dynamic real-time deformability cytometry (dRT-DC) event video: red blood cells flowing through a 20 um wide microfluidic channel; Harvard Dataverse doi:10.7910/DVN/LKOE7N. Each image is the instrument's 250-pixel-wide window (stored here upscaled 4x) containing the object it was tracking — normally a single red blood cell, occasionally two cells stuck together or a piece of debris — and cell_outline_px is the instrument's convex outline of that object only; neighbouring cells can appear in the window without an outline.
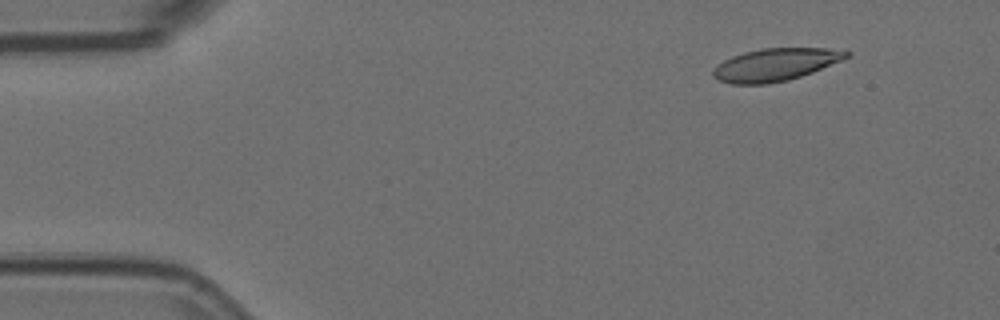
{"species": "Egyptian fruit bat (a non-hibernating species)", "species_latin": "Rousettus aegyptiacus", "temperature_condition": "room temperature", "stored_images_in_passage": 5, "camera_frame_rate_fps": 3000, "um_per_image_px": 0.085, "animal": {"sex": "female"}, "frame": {"image": 1, "passage_image": 2, "time_ms": 0.333, "image_size_px": [1000, 320], "cell_outline_px": [[852, 52], [848, 56], [840, 60], [812, 72], [788, 80], [768, 84], [732, 84], [720, 80], [712, 76], [712, 72], [724, 60], [732, 56], [744, 52], [760, 48], [828, 48]], "centroid_in_image_um": [65.89, 5.49], "position_along_channel_um": 19.1, "area_um2": 24.97}}
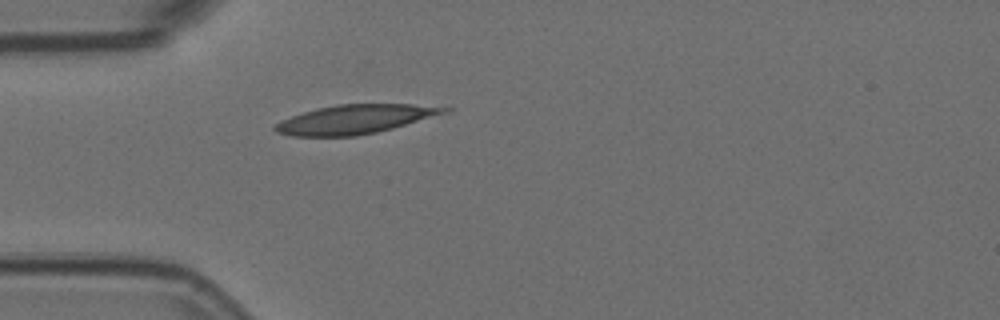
{"frame": {"image": 2, "passage_image": 5, "time_ms": 1.333, "image_size_px": [1000, 320], "cell_outline_px": [[452, 112], [392, 128], [376, 132], [356, 136], [292, 136], [276, 132], [272, 128], [280, 120], [316, 108], [336, 104], [412, 104], [452, 108]], "centroid_in_image_um": [30.2, 10.13], "position_along_channel_um": 54.8, "area_um2": 28.67}}